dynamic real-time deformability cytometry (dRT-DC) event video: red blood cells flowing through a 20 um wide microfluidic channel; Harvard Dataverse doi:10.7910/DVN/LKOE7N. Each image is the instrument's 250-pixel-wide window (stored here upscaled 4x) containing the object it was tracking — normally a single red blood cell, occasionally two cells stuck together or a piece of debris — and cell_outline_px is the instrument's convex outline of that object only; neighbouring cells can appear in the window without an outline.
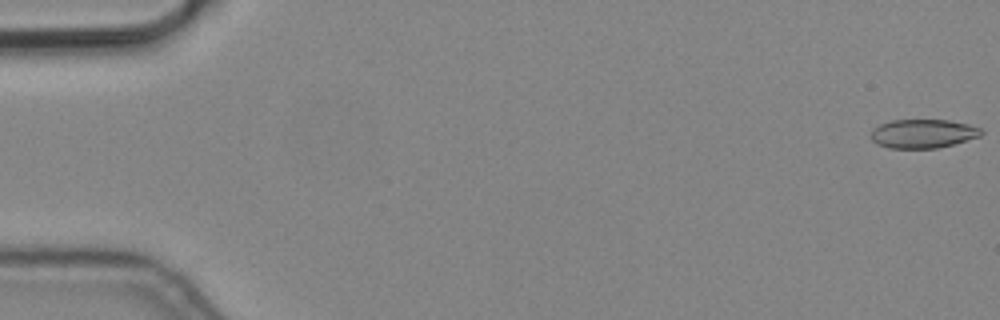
{"species": "common noctule bat (a hibernating species)", "species_latin": "Nyctalus noctula", "temperature_condition": "cold", "stored_images_in_passage": 5, "camera_frame_rate_fps": 3000, "um_per_image_px": 0.085, "animal": {"sex": "male", "body_mass_g": 19.2, "forearm_length_mm": 51.8}, "frame": {"image": 1, "passage_image": 1, "time_ms": 0.0, "image_size_px": [1000, 320], "cell_outline_px": [[984, 132], [980, 136], [952, 144], [936, 148], [888, 148], [876, 144], [872, 140], [872, 128], [880, 124], [892, 120], [948, 120], [968, 124], [980, 128]], "centroid_in_image_um": [78.43, 11.36], "position_along_channel_um": 6.6, "area_um2": 18.44}}
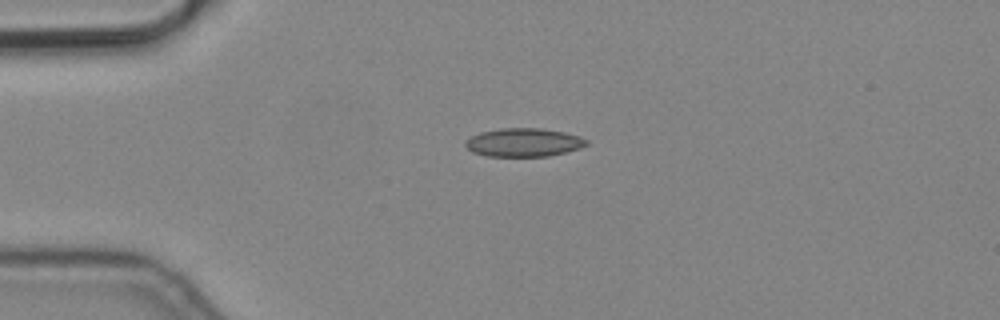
{"frame": {"image": 2, "passage_image": 4, "time_ms": 1.0, "image_size_px": [1000, 320], "cell_outline_px": [[588, 144], [580, 148], [548, 156], [488, 156], [472, 152], [464, 144], [464, 140], [480, 132], [500, 128], [540, 128], [564, 132], [580, 136], [588, 140]], "centroid_in_image_um": [44.5, 12.1], "position_along_channel_um": 40.5, "area_um2": 20.06}}